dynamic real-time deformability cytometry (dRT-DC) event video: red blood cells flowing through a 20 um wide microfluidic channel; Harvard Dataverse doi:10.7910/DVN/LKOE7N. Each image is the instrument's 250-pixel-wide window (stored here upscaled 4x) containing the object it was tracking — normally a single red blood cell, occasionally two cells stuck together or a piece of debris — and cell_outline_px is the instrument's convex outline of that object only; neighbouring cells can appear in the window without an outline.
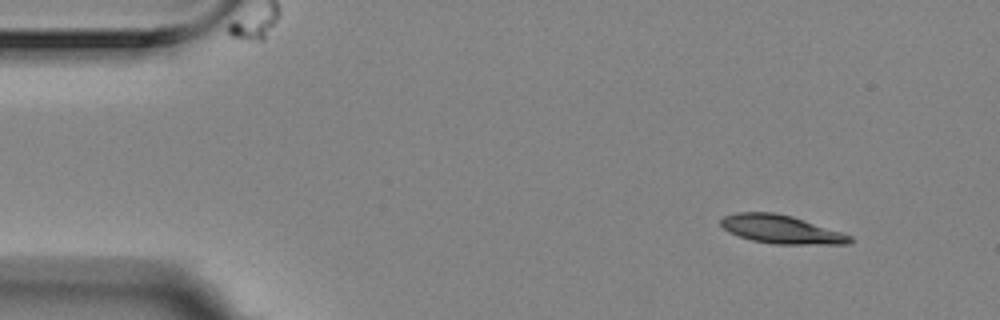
{"species": "Egyptian fruit bat (a non-hibernating species)", "species_latin": "Rousettus aegyptiacus", "temperature_condition": "room temperature", "stored_images_in_passage": 5, "segment_of_instrument_passage": [1, 2], "camera_frame_rate_fps": 3000, "um_per_image_px": 0.085, "animal": {"sex": "female"}, "frame": {"image": 1, "passage_image": 1, "time_ms": 0.0, "image_size_px": [1000, 320], "cell_outline_px": [[852, 240], [848, 244], [772, 244], [752, 240], [728, 232], [720, 224], [720, 220], [724, 216], [736, 212], [772, 212], [792, 216], [852, 236]], "centroid_in_image_um": [66.36, 19.49], "position_along_channel_um": 18.6, "area_um2": 21.15}}